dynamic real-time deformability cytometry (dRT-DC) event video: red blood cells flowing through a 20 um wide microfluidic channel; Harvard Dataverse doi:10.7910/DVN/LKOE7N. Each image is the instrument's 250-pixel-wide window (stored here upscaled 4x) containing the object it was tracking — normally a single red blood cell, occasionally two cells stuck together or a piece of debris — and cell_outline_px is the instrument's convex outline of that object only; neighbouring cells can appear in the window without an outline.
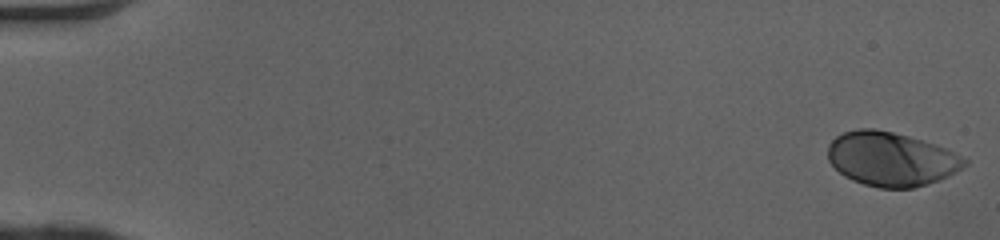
{"species": "human", "species_latin": "Homo sapiens", "temperature_condition": "cold", "stored_images_in_passage": 50, "camera_frame_rate_fps": 3000, "um_per_image_px": 0.085, "donor": {"sex": "female"}, "frame": {"image": 1, "passage_image": 1, "time_ms": 0.0, "image_size_px": [1000, 240], "cell_outline_px": [[968, 164], [948, 176], [928, 184], [912, 188], [880, 188], [864, 184], [852, 180], [844, 176], [828, 160], [828, 144], [836, 136], [844, 132], [856, 128], [872, 128], [892, 132], [908, 136], [944, 148], [968, 160]], "centroid_in_image_um": [75.71, 13.52], "position_along_channel_um": 9.3, "area_um2": 42.71}}
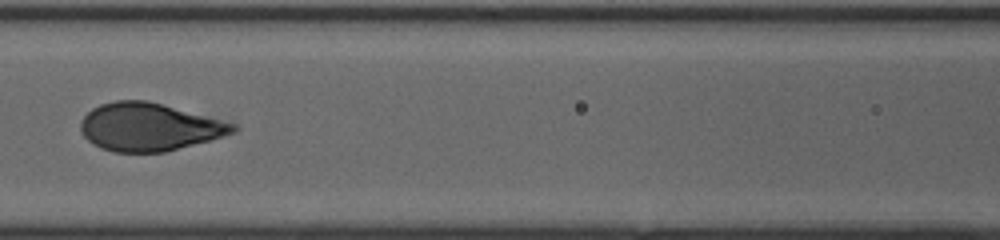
{"frame": {"image": 2, "passage_image": 24, "time_ms": 7.667, "image_size_px": [1000, 240], "cell_outline_px": [[240, 128], [232, 132], [208, 140], [164, 152], [112, 152], [100, 148], [92, 144], [84, 136], [80, 128], [80, 120], [92, 108], [100, 104], [116, 100], [148, 100], [236, 124]], "centroid_in_image_um": [12.61, 10.79], "position_along_channel_um": 154.0, "area_um2": 42.19}}
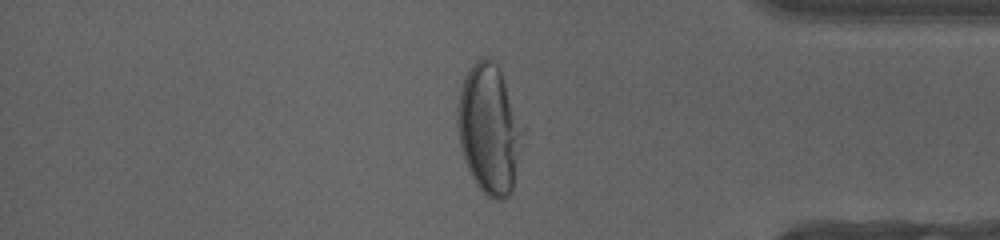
{"frame": {"image": 3, "passage_image": 43, "time_ms": 14.0, "image_size_px": [1000, 240], "cell_outline_px": [[528, 128], [512, 188], [508, 196], [504, 200], [492, 200], [476, 184], [464, 160], [460, 148], [456, 124], [456, 108], [460, 92], [464, 80], [472, 64], [476, 60], [484, 56], [492, 60], [500, 68]], "centroid_in_image_um": [41.65, 10.96], "position_along_channel_um": 393.6, "area_um2": 50.81}, "authors_computed_cell_mechanics": {"area_um2": 42.9165, "velocity_mm_per_s": 4.0693, "shape_relaxation_time_tau1_ms": 3.2353, "shape_relaxation_time_tau2_ms": null, "deformation_change_tau1": 0.1821, "deformation_change_tau2": null}}